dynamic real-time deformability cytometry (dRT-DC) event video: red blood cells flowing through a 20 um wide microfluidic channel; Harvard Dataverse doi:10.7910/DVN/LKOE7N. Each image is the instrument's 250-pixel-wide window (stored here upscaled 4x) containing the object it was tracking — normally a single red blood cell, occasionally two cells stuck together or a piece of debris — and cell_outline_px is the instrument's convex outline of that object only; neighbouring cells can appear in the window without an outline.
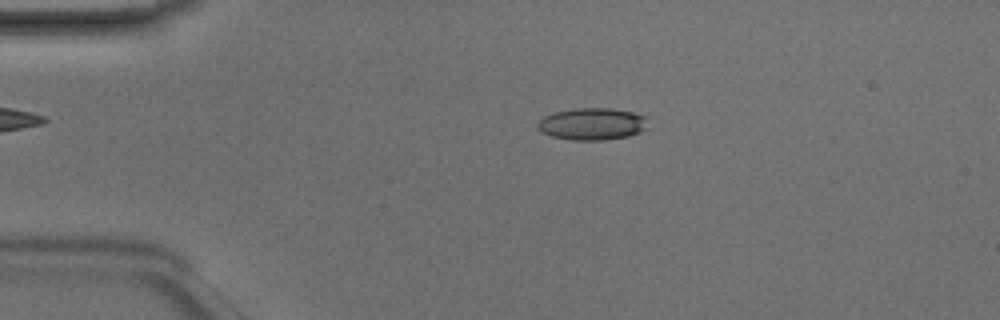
{"species": "Egyptian fruit bat (a non-hibernating species)", "species_latin": "Rousettus aegyptiacus", "temperature_condition": "room temperature", "stored_images_in_passage": 48, "camera_frame_rate_fps": 3000, "um_per_image_px": 0.085, "animal": {"sex": "male"}, "frame": {"image": 1, "passage_image": 10, "time_ms": 3.0, "image_size_px": [1000, 320], "cell_outline_px": [[648, 128], [640, 132], [628, 136], [604, 140], [572, 140], [552, 136], [540, 132], [536, 128], [536, 124], [544, 116], [552, 112], [576, 108], [612, 108], [632, 112], [648, 116]], "centroid_in_image_um": [50.35, 10.53], "position_along_channel_um": 34.7, "area_um2": 20.98}}
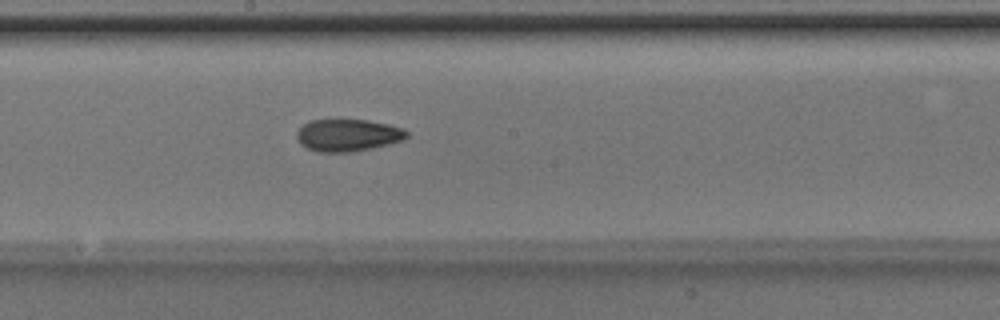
{"frame": {"image": 2, "passage_image": 26, "time_ms": 8.333, "image_size_px": [1000, 320], "cell_outline_px": [[408, 136], [404, 140], [372, 148], [352, 152], [316, 152], [300, 144], [296, 136], [296, 132], [308, 120], [332, 116], [336, 116], [368, 120], [388, 124], [404, 128], [408, 132]], "centroid_in_image_um": [29.53, 11.43], "position_along_channel_um": 218.7, "area_um2": 21.68}}
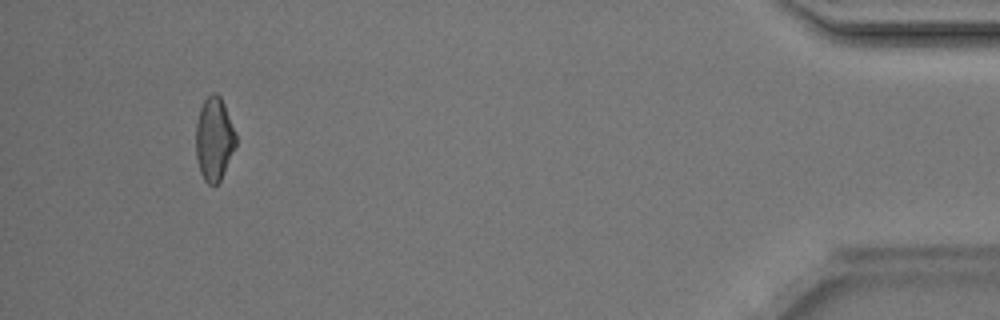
{"frame": {"image": 3, "passage_image": 45, "time_ms": 14.667, "image_size_px": [1000, 320], "cell_outline_px": [[236, 144], [220, 180], [216, 184], [208, 184], [204, 180], [200, 172], [196, 156], [196, 124], [200, 108], [204, 100], [212, 92], [216, 92], [220, 96], [224, 104], [236, 132]], "centroid_in_image_um": [18.19, 11.79], "position_along_channel_um": 417.0, "area_um2": 19.31}, "authors_computed_cell_mechanics": {"area_um2": 20.3167, "velocity_mm_per_s": 4.2204, "shape_relaxation_time_tau1_ms": 5.2801, "shape_relaxation_time_tau2_ms": 3.9498, "deformation_change_tau1": 0.1216, "deformation_change_tau2": 0.118}}